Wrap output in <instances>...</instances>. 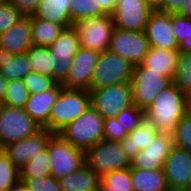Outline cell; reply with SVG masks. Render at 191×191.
Returning a JSON list of instances; mask_svg holds the SVG:
<instances>
[{
    "mask_svg": "<svg viewBox=\"0 0 191 191\" xmlns=\"http://www.w3.org/2000/svg\"><path fill=\"white\" fill-rule=\"evenodd\" d=\"M184 93L172 83L160 91L152 104L144 111L145 120L150 122L158 133L172 135L178 121L185 114Z\"/></svg>",
    "mask_w": 191,
    "mask_h": 191,
    "instance_id": "cell-1",
    "label": "cell"
},
{
    "mask_svg": "<svg viewBox=\"0 0 191 191\" xmlns=\"http://www.w3.org/2000/svg\"><path fill=\"white\" fill-rule=\"evenodd\" d=\"M104 118L91 106L57 134L75 148L85 152L88 148L103 140Z\"/></svg>",
    "mask_w": 191,
    "mask_h": 191,
    "instance_id": "cell-2",
    "label": "cell"
},
{
    "mask_svg": "<svg viewBox=\"0 0 191 191\" xmlns=\"http://www.w3.org/2000/svg\"><path fill=\"white\" fill-rule=\"evenodd\" d=\"M90 105V92L83 89L62 88L54 103L48 120V131L57 134L76 119Z\"/></svg>",
    "mask_w": 191,
    "mask_h": 191,
    "instance_id": "cell-3",
    "label": "cell"
},
{
    "mask_svg": "<svg viewBox=\"0 0 191 191\" xmlns=\"http://www.w3.org/2000/svg\"><path fill=\"white\" fill-rule=\"evenodd\" d=\"M85 165L99 177L115 170L130 168V160L120 142L101 140L84 152Z\"/></svg>",
    "mask_w": 191,
    "mask_h": 191,
    "instance_id": "cell-4",
    "label": "cell"
},
{
    "mask_svg": "<svg viewBox=\"0 0 191 191\" xmlns=\"http://www.w3.org/2000/svg\"><path fill=\"white\" fill-rule=\"evenodd\" d=\"M80 46L102 53L109 49L110 40L115 29L111 14L86 18L73 23Z\"/></svg>",
    "mask_w": 191,
    "mask_h": 191,
    "instance_id": "cell-5",
    "label": "cell"
},
{
    "mask_svg": "<svg viewBox=\"0 0 191 191\" xmlns=\"http://www.w3.org/2000/svg\"><path fill=\"white\" fill-rule=\"evenodd\" d=\"M130 83L133 104L145 111L156 95L171 84V79L139 64L132 68Z\"/></svg>",
    "mask_w": 191,
    "mask_h": 191,
    "instance_id": "cell-6",
    "label": "cell"
},
{
    "mask_svg": "<svg viewBox=\"0 0 191 191\" xmlns=\"http://www.w3.org/2000/svg\"><path fill=\"white\" fill-rule=\"evenodd\" d=\"M90 105L103 117H115L133 104L131 83H119L97 89H89Z\"/></svg>",
    "mask_w": 191,
    "mask_h": 191,
    "instance_id": "cell-7",
    "label": "cell"
},
{
    "mask_svg": "<svg viewBox=\"0 0 191 191\" xmlns=\"http://www.w3.org/2000/svg\"><path fill=\"white\" fill-rule=\"evenodd\" d=\"M133 65L109 50L100 53L91 78L90 89L131 81Z\"/></svg>",
    "mask_w": 191,
    "mask_h": 191,
    "instance_id": "cell-8",
    "label": "cell"
},
{
    "mask_svg": "<svg viewBox=\"0 0 191 191\" xmlns=\"http://www.w3.org/2000/svg\"><path fill=\"white\" fill-rule=\"evenodd\" d=\"M49 152L50 174L55 179L78 171L84 164V152L75 148L55 134L47 146Z\"/></svg>",
    "mask_w": 191,
    "mask_h": 191,
    "instance_id": "cell-9",
    "label": "cell"
},
{
    "mask_svg": "<svg viewBox=\"0 0 191 191\" xmlns=\"http://www.w3.org/2000/svg\"><path fill=\"white\" fill-rule=\"evenodd\" d=\"M41 127L20 108L3 105L0 112V149L7 144L28 138Z\"/></svg>",
    "mask_w": 191,
    "mask_h": 191,
    "instance_id": "cell-10",
    "label": "cell"
},
{
    "mask_svg": "<svg viewBox=\"0 0 191 191\" xmlns=\"http://www.w3.org/2000/svg\"><path fill=\"white\" fill-rule=\"evenodd\" d=\"M48 48L52 57L56 59V69L52 72V78L62 85L66 81L74 55L81 48L74 27L63 28Z\"/></svg>",
    "mask_w": 191,
    "mask_h": 191,
    "instance_id": "cell-11",
    "label": "cell"
},
{
    "mask_svg": "<svg viewBox=\"0 0 191 191\" xmlns=\"http://www.w3.org/2000/svg\"><path fill=\"white\" fill-rule=\"evenodd\" d=\"M149 48L144 31H127L115 28L108 50L135 66L143 61Z\"/></svg>",
    "mask_w": 191,
    "mask_h": 191,
    "instance_id": "cell-12",
    "label": "cell"
},
{
    "mask_svg": "<svg viewBox=\"0 0 191 191\" xmlns=\"http://www.w3.org/2000/svg\"><path fill=\"white\" fill-rule=\"evenodd\" d=\"M163 172L169 190H190L191 152L173 146L164 161Z\"/></svg>",
    "mask_w": 191,
    "mask_h": 191,
    "instance_id": "cell-13",
    "label": "cell"
},
{
    "mask_svg": "<svg viewBox=\"0 0 191 191\" xmlns=\"http://www.w3.org/2000/svg\"><path fill=\"white\" fill-rule=\"evenodd\" d=\"M153 10L146 0H116L111 14L115 28L127 31H144Z\"/></svg>",
    "mask_w": 191,
    "mask_h": 191,
    "instance_id": "cell-14",
    "label": "cell"
},
{
    "mask_svg": "<svg viewBox=\"0 0 191 191\" xmlns=\"http://www.w3.org/2000/svg\"><path fill=\"white\" fill-rule=\"evenodd\" d=\"M54 135L55 133L41 128L28 138L7 144L2 150L9 161L20 170L29 160L47 149L48 143Z\"/></svg>",
    "mask_w": 191,
    "mask_h": 191,
    "instance_id": "cell-15",
    "label": "cell"
},
{
    "mask_svg": "<svg viewBox=\"0 0 191 191\" xmlns=\"http://www.w3.org/2000/svg\"><path fill=\"white\" fill-rule=\"evenodd\" d=\"M100 53L91 49L80 48L74 55L66 81L62 84L68 89H90L91 78Z\"/></svg>",
    "mask_w": 191,
    "mask_h": 191,
    "instance_id": "cell-16",
    "label": "cell"
},
{
    "mask_svg": "<svg viewBox=\"0 0 191 191\" xmlns=\"http://www.w3.org/2000/svg\"><path fill=\"white\" fill-rule=\"evenodd\" d=\"M173 146L172 135L157 133L149 146L140 150L131 160L130 167L142 170L163 169L164 161Z\"/></svg>",
    "mask_w": 191,
    "mask_h": 191,
    "instance_id": "cell-17",
    "label": "cell"
},
{
    "mask_svg": "<svg viewBox=\"0 0 191 191\" xmlns=\"http://www.w3.org/2000/svg\"><path fill=\"white\" fill-rule=\"evenodd\" d=\"M145 36L149 47L170 50L178 49L172 30V15L161 11H153L145 25Z\"/></svg>",
    "mask_w": 191,
    "mask_h": 191,
    "instance_id": "cell-18",
    "label": "cell"
},
{
    "mask_svg": "<svg viewBox=\"0 0 191 191\" xmlns=\"http://www.w3.org/2000/svg\"><path fill=\"white\" fill-rule=\"evenodd\" d=\"M62 85L56 84L53 88L40 93L29 94L24 111L32 118L41 128L48 130V120L51 109L56 102Z\"/></svg>",
    "mask_w": 191,
    "mask_h": 191,
    "instance_id": "cell-19",
    "label": "cell"
},
{
    "mask_svg": "<svg viewBox=\"0 0 191 191\" xmlns=\"http://www.w3.org/2000/svg\"><path fill=\"white\" fill-rule=\"evenodd\" d=\"M32 45L31 17H22L0 34V49L14 55L25 53Z\"/></svg>",
    "mask_w": 191,
    "mask_h": 191,
    "instance_id": "cell-20",
    "label": "cell"
},
{
    "mask_svg": "<svg viewBox=\"0 0 191 191\" xmlns=\"http://www.w3.org/2000/svg\"><path fill=\"white\" fill-rule=\"evenodd\" d=\"M178 56V49L165 50L150 47L140 64L149 70L158 72L172 79L178 62Z\"/></svg>",
    "mask_w": 191,
    "mask_h": 191,
    "instance_id": "cell-21",
    "label": "cell"
},
{
    "mask_svg": "<svg viewBox=\"0 0 191 191\" xmlns=\"http://www.w3.org/2000/svg\"><path fill=\"white\" fill-rule=\"evenodd\" d=\"M157 133L155 127L144 119L138 127L120 141L122 149L130 162L140 150L149 146Z\"/></svg>",
    "mask_w": 191,
    "mask_h": 191,
    "instance_id": "cell-22",
    "label": "cell"
},
{
    "mask_svg": "<svg viewBox=\"0 0 191 191\" xmlns=\"http://www.w3.org/2000/svg\"><path fill=\"white\" fill-rule=\"evenodd\" d=\"M71 0H40L35 17L51 21L63 28L71 27L70 17Z\"/></svg>",
    "mask_w": 191,
    "mask_h": 191,
    "instance_id": "cell-23",
    "label": "cell"
},
{
    "mask_svg": "<svg viewBox=\"0 0 191 191\" xmlns=\"http://www.w3.org/2000/svg\"><path fill=\"white\" fill-rule=\"evenodd\" d=\"M133 191H169L163 169L142 170L130 167Z\"/></svg>",
    "mask_w": 191,
    "mask_h": 191,
    "instance_id": "cell-24",
    "label": "cell"
},
{
    "mask_svg": "<svg viewBox=\"0 0 191 191\" xmlns=\"http://www.w3.org/2000/svg\"><path fill=\"white\" fill-rule=\"evenodd\" d=\"M99 181L100 177L85 164L78 171L58 179L61 191H97Z\"/></svg>",
    "mask_w": 191,
    "mask_h": 191,
    "instance_id": "cell-25",
    "label": "cell"
},
{
    "mask_svg": "<svg viewBox=\"0 0 191 191\" xmlns=\"http://www.w3.org/2000/svg\"><path fill=\"white\" fill-rule=\"evenodd\" d=\"M32 72L26 53L12 54L0 49V74L6 80L23 79Z\"/></svg>",
    "mask_w": 191,
    "mask_h": 191,
    "instance_id": "cell-26",
    "label": "cell"
},
{
    "mask_svg": "<svg viewBox=\"0 0 191 191\" xmlns=\"http://www.w3.org/2000/svg\"><path fill=\"white\" fill-rule=\"evenodd\" d=\"M62 30L63 27L59 24L35 16L31 17L33 45L50 46Z\"/></svg>",
    "mask_w": 191,
    "mask_h": 191,
    "instance_id": "cell-27",
    "label": "cell"
},
{
    "mask_svg": "<svg viewBox=\"0 0 191 191\" xmlns=\"http://www.w3.org/2000/svg\"><path fill=\"white\" fill-rule=\"evenodd\" d=\"M32 72L52 78V72L56 69V59L51 55L47 46L32 45L26 52Z\"/></svg>",
    "mask_w": 191,
    "mask_h": 191,
    "instance_id": "cell-28",
    "label": "cell"
},
{
    "mask_svg": "<svg viewBox=\"0 0 191 191\" xmlns=\"http://www.w3.org/2000/svg\"><path fill=\"white\" fill-rule=\"evenodd\" d=\"M97 191H133L130 168L115 170L102 175Z\"/></svg>",
    "mask_w": 191,
    "mask_h": 191,
    "instance_id": "cell-29",
    "label": "cell"
},
{
    "mask_svg": "<svg viewBox=\"0 0 191 191\" xmlns=\"http://www.w3.org/2000/svg\"><path fill=\"white\" fill-rule=\"evenodd\" d=\"M171 83L184 94L191 90V52H179Z\"/></svg>",
    "mask_w": 191,
    "mask_h": 191,
    "instance_id": "cell-30",
    "label": "cell"
},
{
    "mask_svg": "<svg viewBox=\"0 0 191 191\" xmlns=\"http://www.w3.org/2000/svg\"><path fill=\"white\" fill-rule=\"evenodd\" d=\"M49 152L45 149L33 159L29 160L20 170L19 178H42L50 176Z\"/></svg>",
    "mask_w": 191,
    "mask_h": 191,
    "instance_id": "cell-31",
    "label": "cell"
},
{
    "mask_svg": "<svg viewBox=\"0 0 191 191\" xmlns=\"http://www.w3.org/2000/svg\"><path fill=\"white\" fill-rule=\"evenodd\" d=\"M107 14L97 0H71L70 17L72 23L80 20Z\"/></svg>",
    "mask_w": 191,
    "mask_h": 191,
    "instance_id": "cell-32",
    "label": "cell"
},
{
    "mask_svg": "<svg viewBox=\"0 0 191 191\" xmlns=\"http://www.w3.org/2000/svg\"><path fill=\"white\" fill-rule=\"evenodd\" d=\"M172 30L179 52H191V19L172 14Z\"/></svg>",
    "mask_w": 191,
    "mask_h": 191,
    "instance_id": "cell-33",
    "label": "cell"
},
{
    "mask_svg": "<svg viewBox=\"0 0 191 191\" xmlns=\"http://www.w3.org/2000/svg\"><path fill=\"white\" fill-rule=\"evenodd\" d=\"M28 97L29 92L22 79L9 80L3 99V105L12 108L24 109Z\"/></svg>",
    "mask_w": 191,
    "mask_h": 191,
    "instance_id": "cell-34",
    "label": "cell"
},
{
    "mask_svg": "<svg viewBox=\"0 0 191 191\" xmlns=\"http://www.w3.org/2000/svg\"><path fill=\"white\" fill-rule=\"evenodd\" d=\"M174 146L191 152V115L184 114L172 134Z\"/></svg>",
    "mask_w": 191,
    "mask_h": 191,
    "instance_id": "cell-35",
    "label": "cell"
},
{
    "mask_svg": "<svg viewBox=\"0 0 191 191\" xmlns=\"http://www.w3.org/2000/svg\"><path fill=\"white\" fill-rule=\"evenodd\" d=\"M19 179V170L0 149V191H7Z\"/></svg>",
    "mask_w": 191,
    "mask_h": 191,
    "instance_id": "cell-36",
    "label": "cell"
},
{
    "mask_svg": "<svg viewBox=\"0 0 191 191\" xmlns=\"http://www.w3.org/2000/svg\"><path fill=\"white\" fill-rule=\"evenodd\" d=\"M115 117L128 133L138 127L145 119L144 111L139 109L135 104L124 108Z\"/></svg>",
    "mask_w": 191,
    "mask_h": 191,
    "instance_id": "cell-37",
    "label": "cell"
},
{
    "mask_svg": "<svg viewBox=\"0 0 191 191\" xmlns=\"http://www.w3.org/2000/svg\"><path fill=\"white\" fill-rule=\"evenodd\" d=\"M22 80L29 94L43 92L57 84L53 78L36 72L28 73Z\"/></svg>",
    "mask_w": 191,
    "mask_h": 191,
    "instance_id": "cell-38",
    "label": "cell"
},
{
    "mask_svg": "<svg viewBox=\"0 0 191 191\" xmlns=\"http://www.w3.org/2000/svg\"><path fill=\"white\" fill-rule=\"evenodd\" d=\"M22 180L28 191H61L58 179L54 177L45 176L42 178H19Z\"/></svg>",
    "mask_w": 191,
    "mask_h": 191,
    "instance_id": "cell-39",
    "label": "cell"
},
{
    "mask_svg": "<svg viewBox=\"0 0 191 191\" xmlns=\"http://www.w3.org/2000/svg\"><path fill=\"white\" fill-rule=\"evenodd\" d=\"M103 130H104L103 140L105 141L120 142L125 136L128 135L127 130H125L120 125L116 117L104 118Z\"/></svg>",
    "mask_w": 191,
    "mask_h": 191,
    "instance_id": "cell-40",
    "label": "cell"
},
{
    "mask_svg": "<svg viewBox=\"0 0 191 191\" xmlns=\"http://www.w3.org/2000/svg\"><path fill=\"white\" fill-rule=\"evenodd\" d=\"M22 16L8 1L0 6V34L14 25Z\"/></svg>",
    "mask_w": 191,
    "mask_h": 191,
    "instance_id": "cell-41",
    "label": "cell"
},
{
    "mask_svg": "<svg viewBox=\"0 0 191 191\" xmlns=\"http://www.w3.org/2000/svg\"><path fill=\"white\" fill-rule=\"evenodd\" d=\"M40 0H8L22 17H33L38 9Z\"/></svg>",
    "mask_w": 191,
    "mask_h": 191,
    "instance_id": "cell-42",
    "label": "cell"
},
{
    "mask_svg": "<svg viewBox=\"0 0 191 191\" xmlns=\"http://www.w3.org/2000/svg\"><path fill=\"white\" fill-rule=\"evenodd\" d=\"M184 0H167L165 7L161 10V12L168 14H178L184 4Z\"/></svg>",
    "mask_w": 191,
    "mask_h": 191,
    "instance_id": "cell-43",
    "label": "cell"
},
{
    "mask_svg": "<svg viewBox=\"0 0 191 191\" xmlns=\"http://www.w3.org/2000/svg\"><path fill=\"white\" fill-rule=\"evenodd\" d=\"M101 4V8L107 13L112 14L115 9L116 0H97Z\"/></svg>",
    "mask_w": 191,
    "mask_h": 191,
    "instance_id": "cell-44",
    "label": "cell"
},
{
    "mask_svg": "<svg viewBox=\"0 0 191 191\" xmlns=\"http://www.w3.org/2000/svg\"><path fill=\"white\" fill-rule=\"evenodd\" d=\"M149 7L153 10V11H161L166 4L167 0H146Z\"/></svg>",
    "mask_w": 191,
    "mask_h": 191,
    "instance_id": "cell-45",
    "label": "cell"
},
{
    "mask_svg": "<svg viewBox=\"0 0 191 191\" xmlns=\"http://www.w3.org/2000/svg\"><path fill=\"white\" fill-rule=\"evenodd\" d=\"M184 4L178 15L191 19V0H184Z\"/></svg>",
    "mask_w": 191,
    "mask_h": 191,
    "instance_id": "cell-46",
    "label": "cell"
},
{
    "mask_svg": "<svg viewBox=\"0 0 191 191\" xmlns=\"http://www.w3.org/2000/svg\"><path fill=\"white\" fill-rule=\"evenodd\" d=\"M7 191H28L25 183L18 179Z\"/></svg>",
    "mask_w": 191,
    "mask_h": 191,
    "instance_id": "cell-47",
    "label": "cell"
},
{
    "mask_svg": "<svg viewBox=\"0 0 191 191\" xmlns=\"http://www.w3.org/2000/svg\"><path fill=\"white\" fill-rule=\"evenodd\" d=\"M185 114L191 115V90L184 94Z\"/></svg>",
    "mask_w": 191,
    "mask_h": 191,
    "instance_id": "cell-48",
    "label": "cell"
},
{
    "mask_svg": "<svg viewBox=\"0 0 191 191\" xmlns=\"http://www.w3.org/2000/svg\"><path fill=\"white\" fill-rule=\"evenodd\" d=\"M8 80H6L1 74H0V100L3 101L6 89H7Z\"/></svg>",
    "mask_w": 191,
    "mask_h": 191,
    "instance_id": "cell-49",
    "label": "cell"
},
{
    "mask_svg": "<svg viewBox=\"0 0 191 191\" xmlns=\"http://www.w3.org/2000/svg\"><path fill=\"white\" fill-rule=\"evenodd\" d=\"M8 0H0V6L5 4Z\"/></svg>",
    "mask_w": 191,
    "mask_h": 191,
    "instance_id": "cell-50",
    "label": "cell"
},
{
    "mask_svg": "<svg viewBox=\"0 0 191 191\" xmlns=\"http://www.w3.org/2000/svg\"><path fill=\"white\" fill-rule=\"evenodd\" d=\"M2 107H3V101L0 100V112H1Z\"/></svg>",
    "mask_w": 191,
    "mask_h": 191,
    "instance_id": "cell-51",
    "label": "cell"
}]
</instances>
